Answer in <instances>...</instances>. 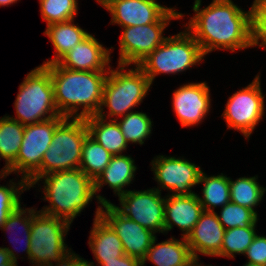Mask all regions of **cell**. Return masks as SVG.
I'll list each match as a JSON object with an SVG mask.
<instances>
[{
    "mask_svg": "<svg viewBox=\"0 0 266 266\" xmlns=\"http://www.w3.org/2000/svg\"><path fill=\"white\" fill-rule=\"evenodd\" d=\"M112 156L110 152L88 134L83 142L79 168L95 181L108 166Z\"/></svg>",
    "mask_w": 266,
    "mask_h": 266,
    "instance_id": "cell-28",
    "label": "cell"
},
{
    "mask_svg": "<svg viewBox=\"0 0 266 266\" xmlns=\"http://www.w3.org/2000/svg\"><path fill=\"white\" fill-rule=\"evenodd\" d=\"M260 77L257 74L249 85L230 96L221 114L227 129L240 131L247 140L265 114V96L261 90Z\"/></svg>",
    "mask_w": 266,
    "mask_h": 266,
    "instance_id": "cell-9",
    "label": "cell"
},
{
    "mask_svg": "<svg viewBox=\"0 0 266 266\" xmlns=\"http://www.w3.org/2000/svg\"><path fill=\"white\" fill-rule=\"evenodd\" d=\"M208 83H187L174 90L172 109L183 127L196 126L207 117L211 108Z\"/></svg>",
    "mask_w": 266,
    "mask_h": 266,
    "instance_id": "cell-16",
    "label": "cell"
},
{
    "mask_svg": "<svg viewBox=\"0 0 266 266\" xmlns=\"http://www.w3.org/2000/svg\"><path fill=\"white\" fill-rule=\"evenodd\" d=\"M74 24V19L48 25L44 34L54 46L53 59L46 60L42 65L56 63L62 56L84 40L90 33Z\"/></svg>",
    "mask_w": 266,
    "mask_h": 266,
    "instance_id": "cell-23",
    "label": "cell"
},
{
    "mask_svg": "<svg viewBox=\"0 0 266 266\" xmlns=\"http://www.w3.org/2000/svg\"><path fill=\"white\" fill-rule=\"evenodd\" d=\"M89 134L84 118H65L55 129L41 167L27 180L29 187L41 176L79 169L82 146Z\"/></svg>",
    "mask_w": 266,
    "mask_h": 266,
    "instance_id": "cell-5",
    "label": "cell"
},
{
    "mask_svg": "<svg viewBox=\"0 0 266 266\" xmlns=\"http://www.w3.org/2000/svg\"><path fill=\"white\" fill-rule=\"evenodd\" d=\"M142 266L141 260L138 258L123 255L122 257H117L115 260L111 261H97V266Z\"/></svg>",
    "mask_w": 266,
    "mask_h": 266,
    "instance_id": "cell-37",
    "label": "cell"
},
{
    "mask_svg": "<svg viewBox=\"0 0 266 266\" xmlns=\"http://www.w3.org/2000/svg\"><path fill=\"white\" fill-rule=\"evenodd\" d=\"M243 255L247 256L249 263L266 266V236L256 234Z\"/></svg>",
    "mask_w": 266,
    "mask_h": 266,
    "instance_id": "cell-36",
    "label": "cell"
},
{
    "mask_svg": "<svg viewBox=\"0 0 266 266\" xmlns=\"http://www.w3.org/2000/svg\"><path fill=\"white\" fill-rule=\"evenodd\" d=\"M89 135L112 155H122L128 143L117 120H109L97 115L84 118Z\"/></svg>",
    "mask_w": 266,
    "mask_h": 266,
    "instance_id": "cell-24",
    "label": "cell"
},
{
    "mask_svg": "<svg viewBox=\"0 0 266 266\" xmlns=\"http://www.w3.org/2000/svg\"><path fill=\"white\" fill-rule=\"evenodd\" d=\"M256 226L257 222L250 227L226 229L220 253L216 257L233 259L235 254H244L257 234Z\"/></svg>",
    "mask_w": 266,
    "mask_h": 266,
    "instance_id": "cell-32",
    "label": "cell"
},
{
    "mask_svg": "<svg viewBox=\"0 0 266 266\" xmlns=\"http://www.w3.org/2000/svg\"><path fill=\"white\" fill-rule=\"evenodd\" d=\"M96 39L89 34L56 63L76 71H109L113 47L105 48Z\"/></svg>",
    "mask_w": 266,
    "mask_h": 266,
    "instance_id": "cell-17",
    "label": "cell"
},
{
    "mask_svg": "<svg viewBox=\"0 0 266 266\" xmlns=\"http://www.w3.org/2000/svg\"><path fill=\"white\" fill-rule=\"evenodd\" d=\"M98 205L89 235V248L96 261H111L125 255L122 242L114 229L100 216Z\"/></svg>",
    "mask_w": 266,
    "mask_h": 266,
    "instance_id": "cell-20",
    "label": "cell"
},
{
    "mask_svg": "<svg viewBox=\"0 0 266 266\" xmlns=\"http://www.w3.org/2000/svg\"><path fill=\"white\" fill-rule=\"evenodd\" d=\"M8 175L7 169L0 170V179H5ZM30 187L26 179L22 178L17 182L13 179L8 185H0V228L5 224L8 216L21 205V194L29 190Z\"/></svg>",
    "mask_w": 266,
    "mask_h": 266,
    "instance_id": "cell-29",
    "label": "cell"
},
{
    "mask_svg": "<svg viewBox=\"0 0 266 266\" xmlns=\"http://www.w3.org/2000/svg\"><path fill=\"white\" fill-rule=\"evenodd\" d=\"M251 42L266 50V3L251 9Z\"/></svg>",
    "mask_w": 266,
    "mask_h": 266,
    "instance_id": "cell-35",
    "label": "cell"
},
{
    "mask_svg": "<svg viewBox=\"0 0 266 266\" xmlns=\"http://www.w3.org/2000/svg\"><path fill=\"white\" fill-rule=\"evenodd\" d=\"M43 66L50 71L55 104L60 115L87 118L99 112L109 71H76L57 63Z\"/></svg>",
    "mask_w": 266,
    "mask_h": 266,
    "instance_id": "cell-2",
    "label": "cell"
},
{
    "mask_svg": "<svg viewBox=\"0 0 266 266\" xmlns=\"http://www.w3.org/2000/svg\"><path fill=\"white\" fill-rule=\"evenodd\" d=\"M36 209L37 208L33 209V207L32 208H24V207H21V205H20L17 209H15L8 216V219L6 220L5 224L0 228L1 230L6 231V232L10 231L11 232V233L9 232L10 235L12 233L15 235L17 233L16 232L17 229H21L23 231L24 239L22 237V239H23L22 242L24 243L23 245H25V246H24V249L23 248H21V249L26 253V255H27L26 257H28V259H29V252H30V247H31L30 238H31V225H32V219H33V212ZM17 234H16V236H17ZM16 236H15V238L10 239V241L12 242V244L15 243L14 245H17V244L19 245V243L21 244V240L18 236L17 237ZM10 238H12V236ZM18 241H20V242H18ZM13 250L15 251V248Z\"/></svg>",
    "mask_w": 266,
    "mask_h": 266,
    "instance_id": "cell-31",
    "label": "cell"
},
{
    "mask_svg": "<svg viewBox=\"0 0 266 266\" xmlns=\"http://www.w3.org/2000/svg\"><path fill=\"white\" fill-rule=\"evenodd\" d=\"M134 162L130 155H113L108 166L94 181L95 195L105 185L113 189L115 196L125 194L128 190L124 188L132 184L135 179L137 166Z\"/></svg>",
    "mask_w": 266,
    "mask_h": 266,
    "instance_id": "cell-21",
    "label": "cell"
},
{
    "mask_svg": "<svg viewBox=\"0 0 266 266\" xmlns=\"http://www.w3.org/2000/svg\"><path fill=\"white\" fill-rule=\"evenodd\" d=\"M220 210V215L217 214V217L225 229L250 227L258 221V215L253 210L232 202Z\"/></svg>",
    "mask_w": 266,
    "mask_h": 266,
    "instance_id": "cell-34",
    "label": "cell"
},
{
    "mask_svg": "<svg viewBox=\"0 0 266 266\" xmlns=\"http://www.w3.org/2000/svg\"><path fill=\"white\" fill-rule=\"evenodd\" d=\"M201 2L194 0L195 14L185 28L199 43L204 56L215 50L234 52L252 47L251 9L246 12L232 0H212L202 9Z\"/></svg>",
    "mask_w": 266,
    "mask_h": 266,
    "instance_id": "cell-1",
    "label": "cell"
},
{
    "mask_svg": "<svg viewBox=\"0 0 266 266\" xmlns=\"http://www.w3.org/2000/svg\"><path fill=\"white\" fill-rule=\"evenodd\" d=\"M60 266H96L92 261L89 262L84 258L80 257L74 251L65 259V261Z\"/></svg>",
    "mask_w": 266,
    "mask_h": 266,
    "instance_id": "cell-39",
    "label": "cell"
},
{
    "mask_svg": "<svg viewBox=\"0 0 266 266\" xmlns=\"http://www.w3.org/2000/svg\"><path fill=\"white\" fill-rule=\"evenodd\" d=\"M17 1H19V0H0V7L12 5L13 3H17Z\"/></svg>",
    "mask_w": 266,
    "mask_h": 266,
    "instance_id": "cell-40",
    "label": "cell"
},
{
    "mask_svg": "<svg viewBox=\"0 0 266 266\" xmlns=\"http://www.w3.org/2000/svg\"><path fill=\"white\" fill-rule=\"evenodd\" d=\"M70 226L65 220L35 210L31 225L30 264L60 266L73 251L65 242Z\"/></svg>",
    "mask_w": 266,
    "mask_h": 266,
    "instance_id": "cell-8",
    "label": "cell"
},
{
    "mask_svg": "<svg viewBox=\"0 0 266 266\" xmlns=\"http://www.w3.org/2000/svg\"><path fill=\"white\" fill-rule=\"evenodd\" d=\"M225 230L216 212L204 211L186 238L193 258L200 259L198 253L217 256L221 250Z\"/></svg>",
    "mask_w": 266,
    "mask_h": 266,
    "instance_id": "cell-18",
    "label": "cell"
},
{
    "mask_svg": "<svg viewBox=\"0 0 266 266\" xmlns=\"http://www.w3.org/2000/svg\"><path fill=\"white\" fill-rule=\"evenodd\" d=\"M170 22H155L147 25L123 27L119 37V59L121 65H138L148 54L160 46L166 37L163 35Z\"/></svg>",
    "mask_w": 266,
    "mask_h": 266,
    "instance_id": "cell-14",
    "label": "cell"
},
{
    "mask_svg": "<svg viewBox=\"0 0 266 266\" xmlns=\"http://www.w3.org/2000/svg\"><path fill=\"white\" fill-rule=\"evenodd\" d=\"M199 259H193L191 262H190V266H206V265H201L202 263H199L198 262ZM207 266H212V265H207Z\"/></svg>",
    "mask_w": 266,
    "mask_h": 266,
    "instance_id": "cell-42",
    "label": "cell"
},
{
    "mask_svg": "<svg viewBox=\"0 0 266 266\" xmlns=\"http://www.w3.org/2000/svg\"><path fill=\"white\" fill-rule=\"evenodd\" d=\"M44 179V180H41ZM43 181L44 200L49 205L43 206L41 213L65 220L70 225L85 207L97 199V204L111 203L101 195H95L94 181L80 168L57 171L38 178L31 187Z\"/></svg>",
    "mask_w": 266,
    "mask_h": 266,
    "instance_id": "cell-3",
    "label": "cell"
},
{
    "mask_svg": "<svg viewBox=\"0 0 266 266\" xmlns=\"http://www.w3.org/2000/svg\"><path fill=\"white\" fill-rule=\"evenodd\" d=\"M110 12L111 24L123 27L170 22L182 19L183 13L176 8L165 7L156 0H96Z\"/></svg>",
    "mask_w": 266,
    "mask_h": 266,
    "instance_id": "cell-11",
    "label": "cell"
},
{
    "mask_svg": "<svg viewBox=\"0 0 266 266\" xmlns=\"http://www.w3.org/2000/svg\"><path fill=\"white\" fill-rule=\"evenodd\" d=\"M202 197L197 194L204 211L215 212V208L223 207L230 202L229 177L223 173L208 176L202 171L198 184H202Z\"/></svg>",
    "mask_w": 266,
    "mask_h": 266,
    "instance_id": "cell-25",
    "label": "cell"
},
{
    "mask_svg": "<svg viewBox=\"0 0 266 266\" xmlns=\"http://www.w3.org/2000/svg\"><path fill=\"white\" fill-rule=\"evenodd\" d=\"M258 176L240 177L233 181L229 177L230 202L249 208L257 215L255 207L263 200L266 188L257 182Z\"/></svg>",
    "mask_w": 266,
    "mask_h": 266,
    "instance_id": "cell-27",
    "label": "cell"
},
{
    "mask_svg": "<svg viewBox=\"0 0 266 266\" xmlns=\"http://www.w3.org/2000/svg\"><path fill=\"white\" fill-rule=\"evenodd\" d=\"M39 4L41 17L47 26L72 20L78 14L77 0H39Z\"/></svg>",
    "mask_w": 266,
    "mask_h": 266,
    "instance_id": "cell-33",
    "label": "cell"
},
{
    "mask_svg": "<svg viewBox=\"0 0 266 266\" xmlns=\"http://www.w3.org/2000/svg\"><path fill=\"white\" fill-rule=\"evenodd\" d=\"M117 122L128 144L131 142L143 145L153 130V121L144 112H130Z\"/></svg>",
    "mask_w": 266,
    "mask_h": 266,
    "instance_id": "cell-30",
    "label": "cell"
},
{
    "mask_svg": "<svg viewBox=\"0 0 266 266\" xmlns=\"http://www.w3.org/2000/svg\"><path fill=\"white\" fill-rule=\"evenodd\" d=\"M14 108L16 117H8L24 126L61 116L55 104L50 71L45 66L40 65L25 76Z\"/></svg>",
    "mask_w": 266,
    "mask_h": 266,
    "instance_id": "cell-7",
    "label": "cell"
},
{
    "mask_svg": "<svg viewBox=\"0 0 266 266\" xmlns=\"http://www.w3.org/2000/svg\"><path fill=\"white\" fill-rule=\"evenodd\" d=\"M18 256L19 255L15 254L12 248L0 247V266H18Z\"/></svg>",
    "mask_w": 266,
    "mask_h": 266,
    "instance_id": "cell-38",
    "label": "cell"
},
{
    "mask_svg": "<svg viewBox=\"0 0 266 266\" xmlns=\"http://www.w3.org/2000/svg\"><path fill=\"white\" fill-rule=\"evenodd\" d=\"M154 179L158 183L160 193L166 189L168 195H191L195 194L192 187H196L200 180L202 169L185 158L175 156L158 155L150 164ZM161 188V189H160Z\"/></svg>",
    "mask_w": 266,
    "mask_h": 266,
    "instance_id": "cell-13",
    "label": "cell"
},
{
    "mask_svg": "<svg viewBox=\"0 0 266 266\" xmlns=\"http://www.w3.org/2000/svg\"><path fill=\"white\" fill-rule=\"evenodd\" d=\"M25 126L4 115L0 118V160L5 159L7 169L17 158Z\"/></svg>",
    "mask_w": 266,
    "mask_h": 266,
    "instance_id": "cell-26",
    "label": "cell"
},
{
    "mask_svg": "<svg viewBox=\"0 0 266 266\" xmlns=\"http://www.w3.org/2000/svg\"><path fill=\"white\" fill-rule=\"evenodd\" d=\"M59 116L36 124L25 125L20 151L16 160L7 168L8 175L28 180L40 167L45 152L51 145L56 127L65 119Z\"/></svg>",
    "mask_w": 266,
    "mask_h": 266,
    "instance_id": "cell-10",
    "label": "cell"
},
{
    "mask_svg": "<svg viewBox=\"0 0 266 266\" xmlns=\"http://www.w3.org/2000/svg\"><path fill=\"white\" fill-rule=\"evenodd\" d=\"M243 266H264V265L253 264V263L246 262V264H244Z\"/></svg>",
    "mask_w": 266,
    "mask_h": 266,
    "instance_id": "cell-43",
    "label": "cell"
},
{
    "mask_svg": "<svg viewBox=\"0 0 266 266\" xmlns=\"http://www.w3.org/2000/svg\"><path fill=\"white\" fill-rule=\"evenodd\" d=\"M118 200L120 207L113 205L122 215L155 234L165 233V197L157 189L128 190Z\"/></svg>",
    "mask_w": 266,
    "mask_h": 266,
    "instance_id": "cell-12",
    "label": "cell"
},
{
    "mask_svg": "<svg viewBox=\"0 0 266 266\" xmlns=\"http://www.w3.org/2000/svg\"><path fill=\"white\" fill-rule=\"evenodd\" d=\"M264 3H266V0H254L252 5H251V7H250V9H253V8H255V7L259 6V5H262Z\"/></svg>",
    "mask_w": 266,
    "mask_h": 266,
    "instance_id": "cell-41",
    "label": "cell"
},
{
    "mask_svg": "<svg viewBox=\"0 0 266 266\" xmlns=\"http://www.w3.org/2000/svg\"><path fill=\"white\" fill-rule=\"evenodd\" d=\"M126 67L128 65L118 64L116 69L112 70L113 67L110 66L103 88L101 108L97 116L107 120H118L133 112L132 109L137 108L135 106L142 103L148 95L152 84L145 73L137 65L128 70H125ZM105 107L109 111L104 113Z\"/></svg>",
    "mask_w": 266,
    "mask_h": 266,
    "instance_id": "cell-4",
    "label": "cell"
},
{
    "mask_svg": "<svg viewBox=\"0 0 266 266\" xmlns=\"http://www.w3.org/2000/svg\"><path fill=\"white\" fill-rule=\"evenodd\" d=\"M199 43L185 29L176 35L168 36L153 52L137 65L152 84L160 74H179L189 68L200 65L204 60Z\"/></svg>",
    "mask_w": 266,
    "mask_h": 266,
    "instance_id": "cell-6",
    "label": "cell"
},
{
    "mask_svg": "<svg viewBox=\"0 0 266 266\" xmlns=\"http://www.w3.org/2000/svg\"><path fill=\"white\" fill-rule=\"evenodd\" d=\"M100 216L114 229L120 238L125 255L142 260L149 250L155 233L122 215L113 203L104 204Z\"/></svg>",
    "mask_w": 266,
    "mask_h": 266,
    "instance_id": "cell-15",
    "label": "cell"
},
{
    "mask_svg": "<svg viewBox=\"0 0 266 266\" xmlns=\"http://www.w3.org/2000/svg\"><path fill=\"white\" fill-rule=\"evenodd\" d=\"M155 237L145 257L141 260L142 266L150 261L156 266H188L194 259L187 239L182 240L170 237L168 240L157 243Z\"/></svg>",
    "mask_w": 266,
    "mask_h": 266,
    "instance_id": "cell-22",
    "label": "cell"
},
{
    "mask_svg": "<svg viewBox=\"0 0 266 266\" xmlns=\"http://www.w3.org/2000/svg\"><path fill=\"white\" fill-rule=\"evenodd\" d=\"M203 212V206L199 202L196 193L191 195H166L165 233H168L176 225L183 232L181 238H187Z\"/></svg>",
    "mask_w": 266,
    "mask_h": 266,
    "instance_id": "cell-19",
    "label": "cell"
}]
</instances>
